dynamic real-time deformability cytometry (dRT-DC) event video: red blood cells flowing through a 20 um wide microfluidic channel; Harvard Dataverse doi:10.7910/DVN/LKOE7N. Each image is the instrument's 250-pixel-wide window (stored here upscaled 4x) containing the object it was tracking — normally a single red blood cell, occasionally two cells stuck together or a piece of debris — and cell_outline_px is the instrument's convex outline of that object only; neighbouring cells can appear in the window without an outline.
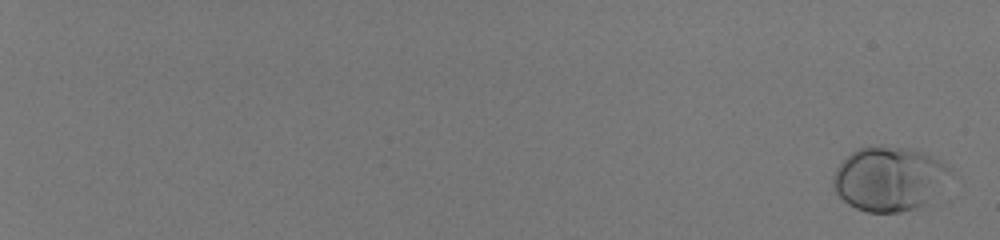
{"species": "human", "species_latin": "Homo sapiens", "temperature_condition": "room temperature", "stored_images_in_passage": 58, "camera_frame_rate_fps": 3000, "um_per_image_px": 0.085, "donor": {"sex": "male"}, "frame": {"image": 1, "passage_image": 1, "time_ms": 0.0, "image_size_px": [1000, 240], "cell_outline_px": [[948, 172], [920, 204], [916, 208], [900, 212], [868, 212], [856, 208], [848, 204], [836, 192], [832, 184], [832, 180], [840, 164], [852, 152], [860, 148], [900, 148], [920, 152], [936, 160], [948, 168]], "centroid_in_image_um": [75.4, 15.22], "position_along_channel_um": 9.6, "area_um2": 40.98}}
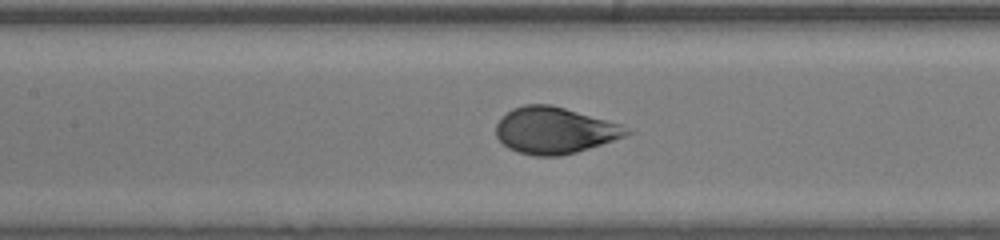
{"frame": {"image": 2, "passage_image": 34, "time_ms": 11.0, "image_size_px": [1000, 240], "cell_outline_px": [[632, 132], [624, 136], [576, 152], [560, 156], [536, 156], [516, 152], [508, 148], [496, 136], [496, 124], [512, 108], [524, 104], [552, 104], [620, 124]], "centroid_in_image_um": [47.1, 11.08], "position_along_channel_um": 160.3, "area_um2": 35.03}}
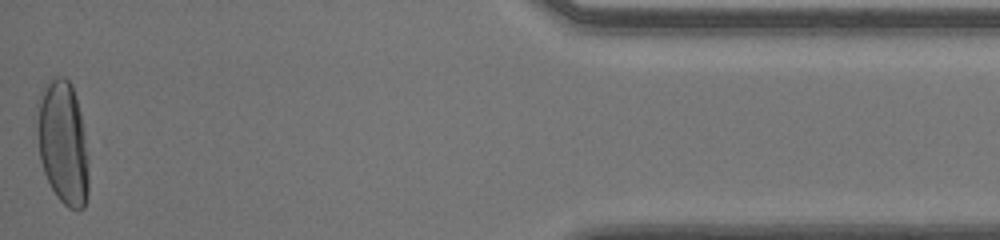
{"frame": {"image": 3, "passage_image": 58, "time_ms": 19.0, "image_size_px": [1000, 240], "cell_outline_px": [[88, 196], [84, 208], [68, 208], [56, 196], [44, 172], [40, 160], [36, 124], [36, 104], [40, 92], [56, 76], [64, 76], [72, 84], [76, 96], [80, 112], [84, 132], [88, 156]], "centroid_in_image_um": [5.34, 12.12], "position_along_channel_um": 429.9, "area_um2": 37.4}, "authors_computed_cell_mechanics": {"area_um2": 36.0383, "velocity_mm_per_s": 4.0124, "shape_relaxation_time_tau1_ms": 3.9308, "shape_relaxation_time_tau2_ms": null, "deformation_change_tau1": 0.1869, "deformation_change_tau2": null}}